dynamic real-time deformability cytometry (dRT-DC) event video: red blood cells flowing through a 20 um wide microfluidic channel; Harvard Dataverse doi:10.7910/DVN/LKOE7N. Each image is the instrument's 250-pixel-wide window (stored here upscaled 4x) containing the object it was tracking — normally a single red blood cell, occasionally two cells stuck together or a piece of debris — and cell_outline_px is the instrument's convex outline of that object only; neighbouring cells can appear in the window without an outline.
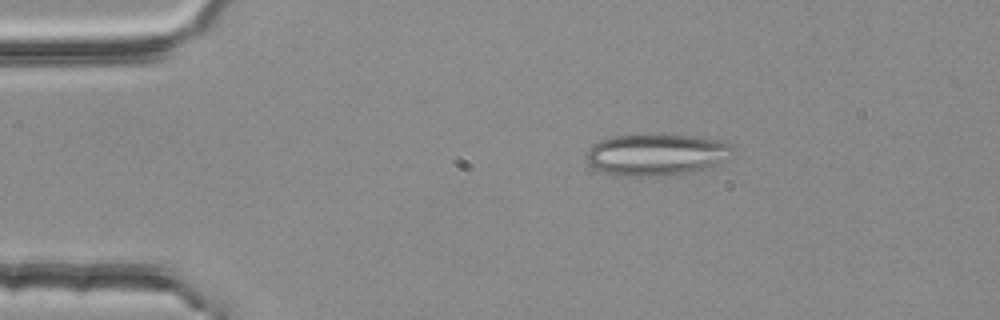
{"species": "common noctule bat (a hibernating species)", "species_latin": "Nyctalus noctula", "temperature_condition": "room temperature", "stored_images_in_passage": 2, "camera_frame_rate_fps": 3000, "um_per_image_px": 0.085, "animal": {"sex": "female", "body_mass_g": 25.1}, "frame": {"image": 1, "passage_image": 1, "time_ms": 0.0, "image_size_px": [1000, 320], "cell_outline_px": [[736, 144], [732, 156], [708, 168], [688, 172], [664, 176], [616, 176], [600, 172], [592, 168], [588, 164], [588, 148], [592, 144], [600, 140], [612, 136], [696, 136], [728, 140]], "centroid_in_image_um": [55.85, 13.16], "position_along_channel_um": 29.1, "area_um2": 35.89}}